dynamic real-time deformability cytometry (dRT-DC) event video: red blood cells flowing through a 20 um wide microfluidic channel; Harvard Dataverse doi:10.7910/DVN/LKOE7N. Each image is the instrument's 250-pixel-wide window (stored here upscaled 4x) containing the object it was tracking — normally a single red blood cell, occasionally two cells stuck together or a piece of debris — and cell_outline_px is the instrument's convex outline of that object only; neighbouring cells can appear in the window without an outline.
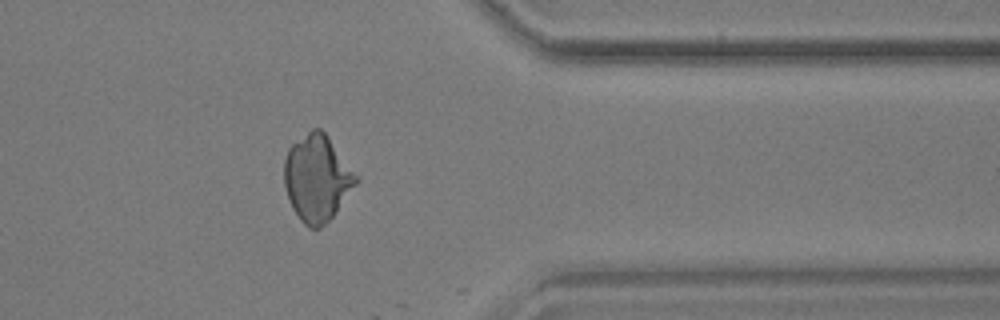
{"species": "common noctule bat (a hibernating species)", "species_latin": "Nyctalus noctula", "temperature_condition": "warm", "stored_images_in_passage": 39, "camera_frame_rate_fps": 3000, "um_per_image_px": 0.085, "animal": {"sex": "male", "body_mass_g": 17.9, "forearm_length_mm": 54.2}, "frame": {"image": 1, "passage_image": 29, "time_ms": 9.333, "image_size_px": [1000, 320], "cell_outline_px": [[360, 180], [332, 216], [320, 228], [308, 228], [300, 220], [292, 208], [288, 200], [284, 184], [284, 160], [288, 148], [292, 144], [312, 128], [320, 128], [328, 136]], "centroid_in_image_um": [26.92, 15.14], "position_along_channel_um": 384.5, "area_um2": 35.95}}